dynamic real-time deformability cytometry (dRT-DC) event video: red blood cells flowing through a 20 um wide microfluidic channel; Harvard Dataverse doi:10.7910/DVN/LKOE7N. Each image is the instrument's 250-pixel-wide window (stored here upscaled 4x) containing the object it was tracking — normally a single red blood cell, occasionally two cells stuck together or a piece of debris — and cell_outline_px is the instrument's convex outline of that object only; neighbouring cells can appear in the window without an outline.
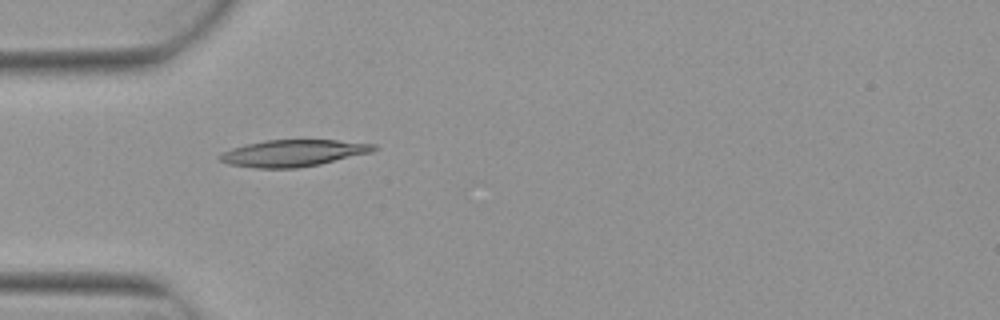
{"species": "Egyptian fruit bat (a non-hibernating species)", "species_latin": "Rousettus aegyptiacus", "temperature_condition": "warm", "stored_images_in_passage": 6, "camera_frame_rate_fps": 3000, "um_per_image_px": 0.085, "animal": {"sex": "female"}, "frame": {"image": 1, "passage_image": 3, "time_ms": 0.667, "image_size_px": [1000, 320], "cell_outline_px": [[376, 148], [372, 152], [320, 164], [296, 168], [256, 168], [228, 164], [220, 160], [216, 156], [232, 148], [264, 140], [336, 140], [376, 144]], "centroid_in_image_um": [24.91, 13.01], "position_along_channel_um": 60.1, "area_um2": 23.81}}
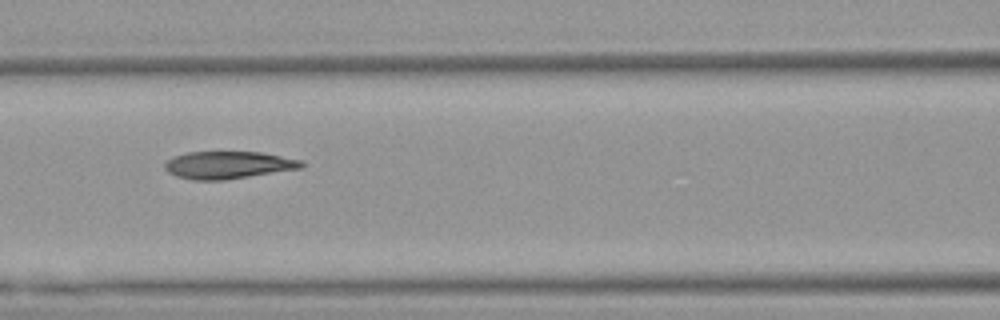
{"frame": {"image": 2, "passage_image": 5, "time_ms": 1.333, "image_size_px": [1000, 320], "cell_outline_px": [[304, 164], [300, 168], [224, 180], [192, 180], [176, 176], [168, 172], [164, 168], [164, 164], [172, 156], [188, 152], [260, 152], [304, 160]], "centroid_in_image_um": [19.37, 14.02], "position_along_channel_um": 147.2, "area_um2": 21.79}}
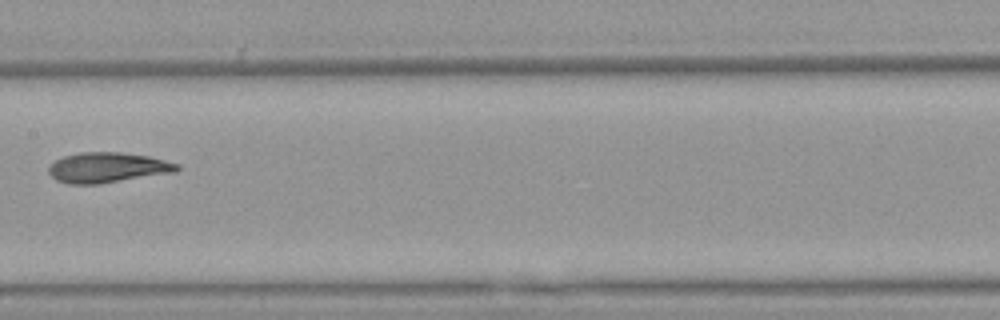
{"frame": {"image": 3, "passage_image": 6, "time_ms": 1.667, "image_size_px": [1000, 320], "cell_outline_px": [[180, 168], [176, 172], [100, 184], [68, 184], [56, 180], [48, 172], [48, 168], [56, 160], [64, 156], [80, 152], [120, 152], [148, 156], [180, 164]], "centroid_in_image_um": [9.15, 14.25], "position_along_channel_um": 198.2, "area_um2": 22.66}}